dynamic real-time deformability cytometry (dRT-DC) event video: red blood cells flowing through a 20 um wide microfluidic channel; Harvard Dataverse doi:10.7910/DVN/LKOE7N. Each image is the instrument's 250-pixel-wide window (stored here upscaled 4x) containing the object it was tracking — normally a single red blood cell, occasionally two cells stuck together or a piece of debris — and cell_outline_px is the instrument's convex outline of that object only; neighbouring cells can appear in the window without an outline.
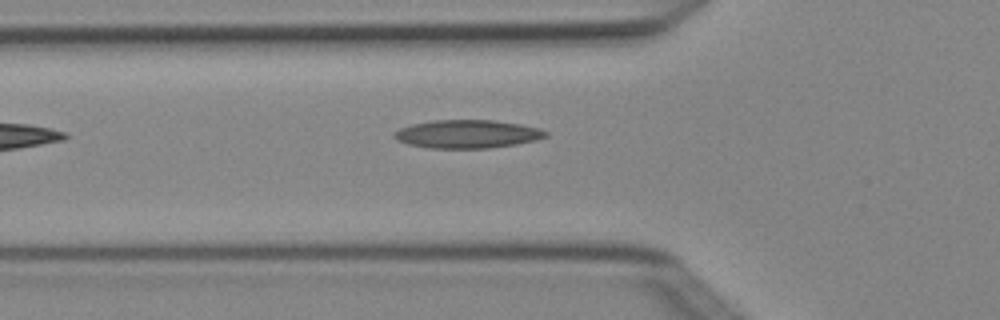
{"species": "Egyptian fruit bat (a non-hibernating species)", "species_latin": "Rousettus aegyptiacus", "temperature_condition": "cold", "stored_images_in_passage": 2, "camera_frame_rate_fps": 3000, "um_per_image_px": 0.085, "animal": {"sex": "female"}, "frame": {"image": 1, "passage_image": 2, "time_ms": 0.333, "image_size_px": [1000, 320], "cell_outline_px": [[548, 136], [536, 140], [516, 144], [488, 148], [428, 148], [408, 144], [396, 140], [392, 136], [392, 132], [400, 128], [412, 124], [432, 120], [492, 120], [520, 124], [540, 128], [548, 132]], "centroid_in_image_um": [39.7, 11.39], "position_along_channel_um": 86.1, "area_um2": 25.09}}